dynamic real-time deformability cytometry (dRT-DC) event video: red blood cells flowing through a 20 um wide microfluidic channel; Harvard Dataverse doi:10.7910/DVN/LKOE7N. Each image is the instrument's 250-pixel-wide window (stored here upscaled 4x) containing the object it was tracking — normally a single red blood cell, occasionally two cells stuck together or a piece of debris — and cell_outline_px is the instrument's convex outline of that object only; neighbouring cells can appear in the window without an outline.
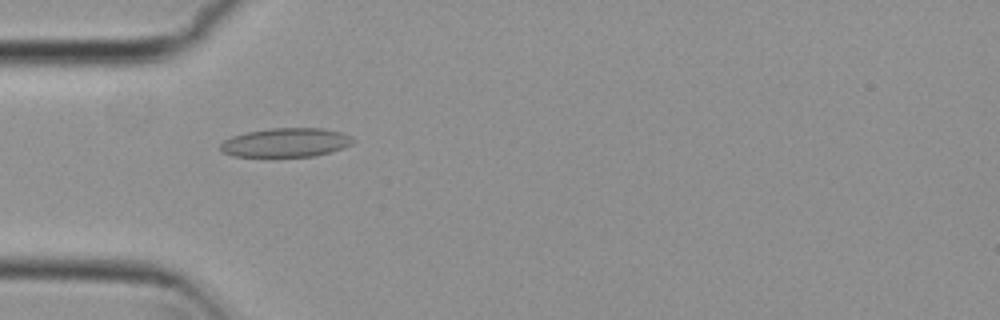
{"species": "common noctule bat (a hibernating species)", "species_latin": "Nyctalus noctula", "temperature_condition": "cold", "stored_images_in_passage": 2, "camera_frame_rate_fps": 3000, "um_per_image_px": 0.085, "animal": {"sex": "female", "body_mass_g": 29.2, "forearm_length_mm": 56.3}, "frame": {"image": 1, "passage_image": 1, "time_ms": 0.0, "image_size_px": [1000, 320], "cell_outline_px": [[356, 140], [352, 144], [316, 156], [232, 156], [224, 152], [220, 148], [220, 144], [224, 140], [232, 136], [248, 132], [272, 128], [320, 128], [340, 132]], "centroid_in_image_um": [24.28, 12.11], "position_along_channel_um": 60.7, "area_um2": 22.02}}
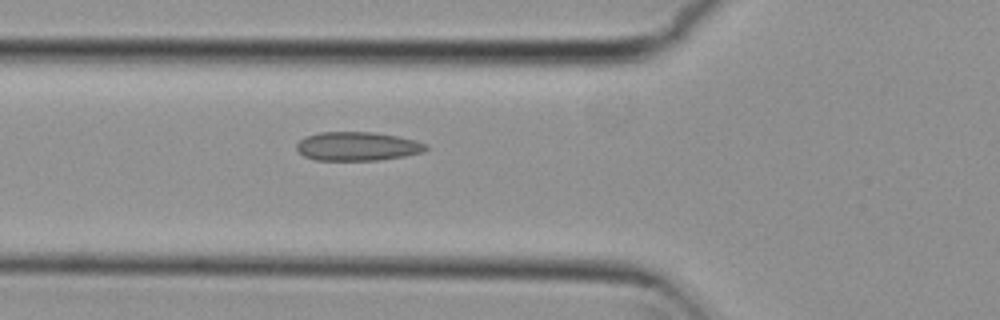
{"frame": {"image": 2, "passage_image": 2, "time_ms": 0.333, "image_size_px": [1000, 320], "cell_outline_px": [[428, 148], [424, 152], [404, 156], [380, 160], [316, 160], [304, 156], [296, 148], [296, 144], [304, 136], [320, 132], [372, 132], [396, 136], [416, 140], [428, 144]], "centroid_in_image_um": [30.39, 12.43], "position_along_channel_um": 95.4, "area_um2": 21.79}}